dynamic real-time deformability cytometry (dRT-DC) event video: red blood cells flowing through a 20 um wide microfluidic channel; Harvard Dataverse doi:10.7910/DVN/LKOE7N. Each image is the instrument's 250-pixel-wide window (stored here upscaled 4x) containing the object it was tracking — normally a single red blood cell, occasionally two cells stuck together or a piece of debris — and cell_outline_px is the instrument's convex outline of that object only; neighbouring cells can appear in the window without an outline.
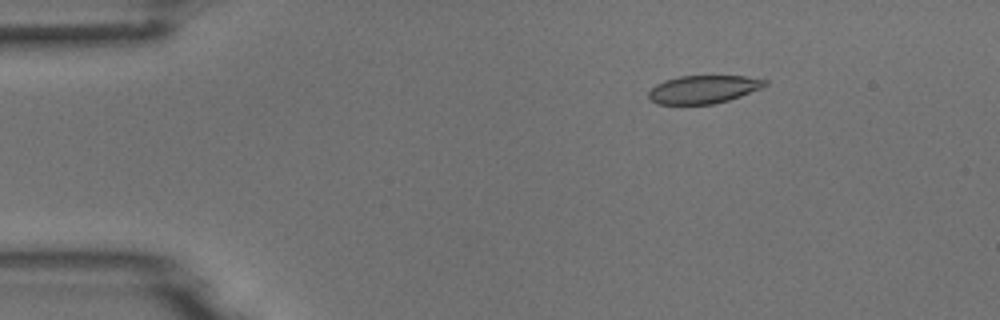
{"species": "common noctule bat (a hibernating species)", "species_latin": "Nyctalus noctula", "temperature_condition": "room temperature", "stored_images_in_passage": 5, "camera_frame_rate_fps": 3000, "um_per_image_px": 0.085, "animal": {"sex": "male", "body_mass_g": 18.8}, "frame": {"image": 1, "passage_image": 3, "time_ms": 2.333, "image_size_px": [1000, 320], "cell_outline_px": [[768, 84], [760, 88], [740, 96], [728, 100], [712, 104], [656, 104], [648, 96], [648, 92], [656, 84], [664, 80], [680, 76], [744, 76], [768, 80]], "centroid_in_image_um": [59.77, 7.59], "position_along_channel_um": 25.2, "area_um2": 18.9}}